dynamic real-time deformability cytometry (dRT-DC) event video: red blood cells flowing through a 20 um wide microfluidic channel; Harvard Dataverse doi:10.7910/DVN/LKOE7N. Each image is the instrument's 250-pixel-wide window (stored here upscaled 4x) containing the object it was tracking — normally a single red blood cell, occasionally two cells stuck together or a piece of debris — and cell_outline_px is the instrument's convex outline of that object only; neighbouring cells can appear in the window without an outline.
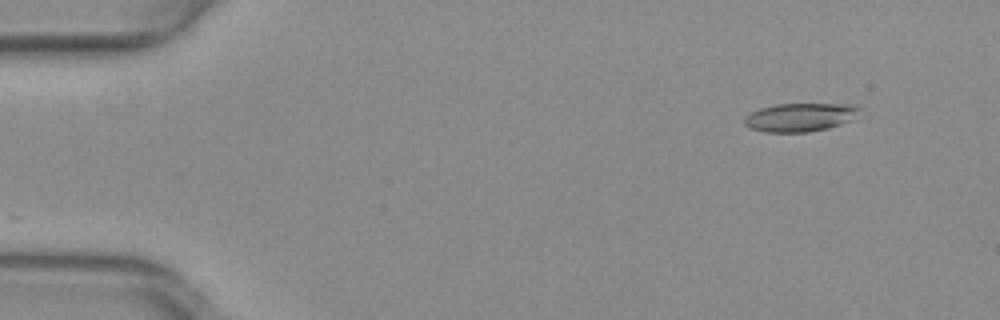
{"species": "common noctule bat (a hibernating species)", "species_latin": "Nyctalus noctula", "temperature_condition": "warm", "stored_images_in_passage": 15, "camera_frame_rate_fps": 3000, "um_per_image_px": 0.085, "animal": {"sex": "female", "body_mass_g": 29.2, "forearm_length_mm": 56.3}, "frame": {"image": 1, "passage_image": 5, "time_ms": 1.333, "image_size_px": [1000, 320], "cell_outline_px": [[864, 108], [848, 120], [840, 124], [828, 128], [808, 132], [764, 132], [752, 128], [744, 124], [744, 116], [760, 108], [776, 104], [856, 104]], "centroid_in_image_um": [68.01, 9.95], "position_along_channel_um": 17.0, "area_um2": 19.02}}